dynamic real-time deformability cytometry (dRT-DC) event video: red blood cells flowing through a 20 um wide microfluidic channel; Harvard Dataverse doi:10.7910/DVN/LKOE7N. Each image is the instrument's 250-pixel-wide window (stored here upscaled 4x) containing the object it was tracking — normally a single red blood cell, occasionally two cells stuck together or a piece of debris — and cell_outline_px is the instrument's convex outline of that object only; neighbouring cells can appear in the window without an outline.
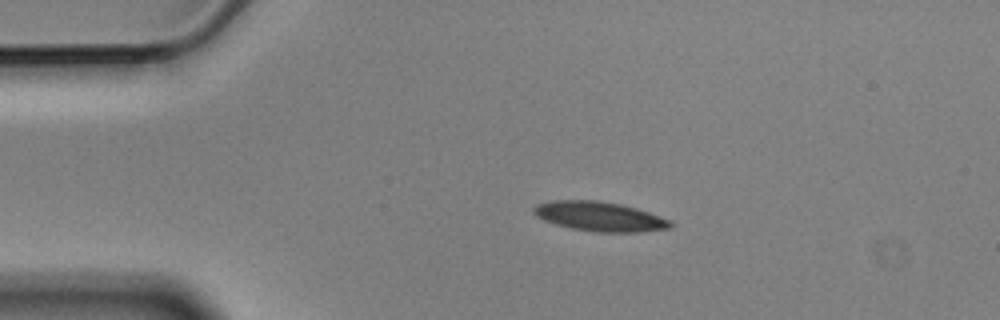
{"species": "Egyptian fruit bat (a non-hibernating species)", "species_latin": "Rousettus aegyptiacus", "temperature_condition": "cold", "stored_images_in_passage": 3, "camera_frame_rate_fps": 3000, "um_per_image_px": 0.085, "animal": {"sex": "male"}, "frame": {"image": 1, "passage_image": 1, "time_ms": 0.0, "image_size_px": [1000, 320], "cell_outline_px": [[676, 224], [672, 228], [640, 232], [596, 232], [572, 228], [556, 224], [544, 220], [536, 216], [532, 212], [532, 208], [536, 204], [548, 200], [596, 200], [620, 204], [636, 208], [672, 220]], "centroid_in_image_um": [50.99, 18.4], "position_along_channel_um": 34.0, "area_um2": 23.76}}
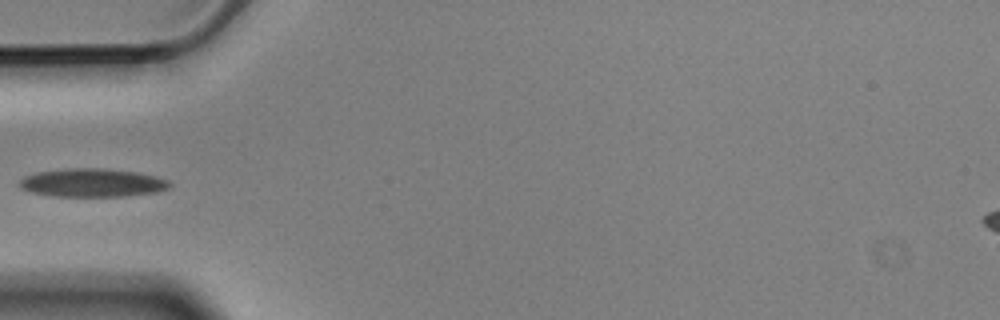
{"frame": {"image": 2, "passage_image": 3, "time_ms": 0.667, "image_size_px": [1000, 320], "cell_outline_px": [[172, 184], [168, 188], [156, 192], [124, 196], [52, 196], [32, 192], [20, 188], [16, 184], [24, 176], [36, 172], [68, 168], [100, 168], [136, 172], [156, 176], [168, 180]], "centroid_in_image_um": [7.81, 15.53], "position_along_channel_um": 77.2, "area_um2": 24.85}}